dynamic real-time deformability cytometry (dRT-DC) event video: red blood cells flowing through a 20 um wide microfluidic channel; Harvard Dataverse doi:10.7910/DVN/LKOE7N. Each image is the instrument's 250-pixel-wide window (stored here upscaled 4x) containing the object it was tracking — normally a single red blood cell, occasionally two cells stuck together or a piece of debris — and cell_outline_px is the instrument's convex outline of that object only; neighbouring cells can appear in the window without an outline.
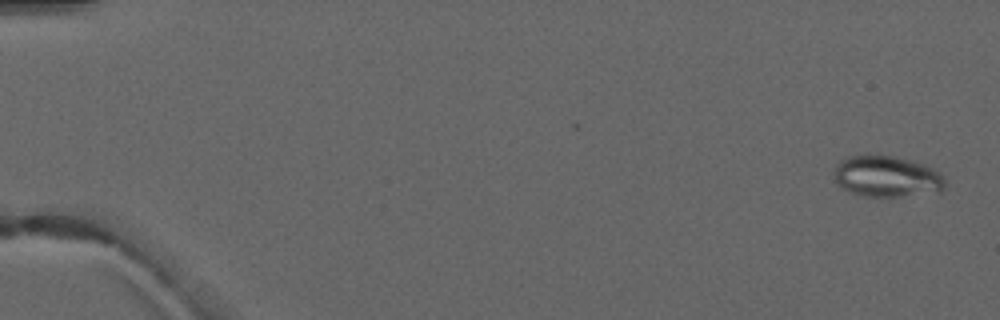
{"species": "common noctule bat (a hibernating species)", "species_latin": "Nyctalus noctula", "temperature_condition": "warm", "stored_images_in_passage": 5, "camera_frame_rate_fps": 3000, "um_per_image_px": 0.085, "animal": {"sex": "male", "forearm_length_mm": 52.5}, "frame": {"image": 1, "passage_image": 1, "time_ms": 0.0, "image_size_px": [1000, 320], "cell_outline_px": [[944, 188], [940, 192], [900, 196], [864, 196], [852, 192], [844, 188], [836, 180], [836, 164], [840, 160], [848, 156], [868, 152], [892, 156], [924, 164], [940, 172], [944, 180]], "centroid_in_image_um": [75.38, 14.96], "position_along_channel_um": 9.6, "area_um2": 26.7}}